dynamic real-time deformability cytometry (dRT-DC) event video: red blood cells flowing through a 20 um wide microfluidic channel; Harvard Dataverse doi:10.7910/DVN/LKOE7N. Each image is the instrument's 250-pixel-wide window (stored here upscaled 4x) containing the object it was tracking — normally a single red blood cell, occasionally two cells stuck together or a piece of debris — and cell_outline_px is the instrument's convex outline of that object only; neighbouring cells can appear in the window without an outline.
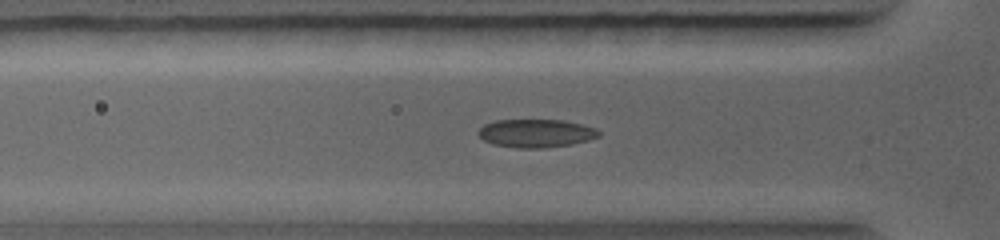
{"species": "common noctule bat (a hibernating species)", "species_latin": "Nyctalus noctula", "temperature_condition": "warm", "stored_images_in_passage": 22, "camera_frame_rate_fps": 5000, "um_per_image_px": 0.085, "animal": {"sex": "female", "body_mass_g": 19.0, "forearm_length_mm": 56.7}, "frame": {"image": 1, "passage_image": 2, "time_ms": 0.4, "image_size_px": [1000, 240], "cell_outline_px": [[600, 136], [588, 140], [572, 144], [544, 148], [520, 148], [492, 144], [484, 140], [476, 132], [484, 124], [496, 120], [564, 120], [596, 128], [600, 132]], "centroid_in_image_um": [45.55, 11.33], "position_along_channel_um": 80.2, "area_um2": 19.83}}
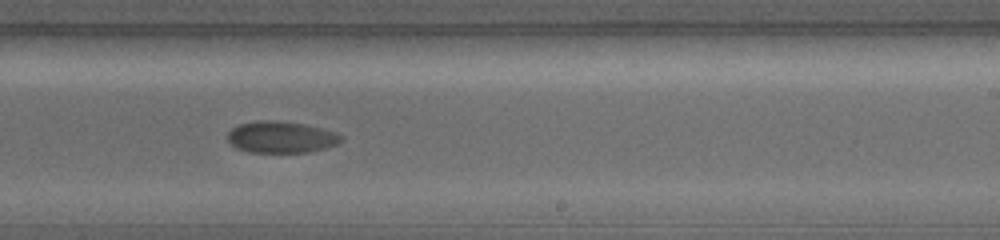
{"frame": {"image": 2, "passage_image": 13, "time_ms": 4.2, "image_size_px": [1000, 240], "cell_outline_px": [[340, 140], [336, 144], [324, 148], [308, 152], [248, 152], [236, 148], [228, 140], [228, 132], [232, 128], [240, 124], [260, 120], [272, 120], [304, 124], [336, 132], [340, 136]], "centroid_in_image_um": [23.85, 11.65], "position_along_channel_um": 265.2, "area_um2": 20.58}}
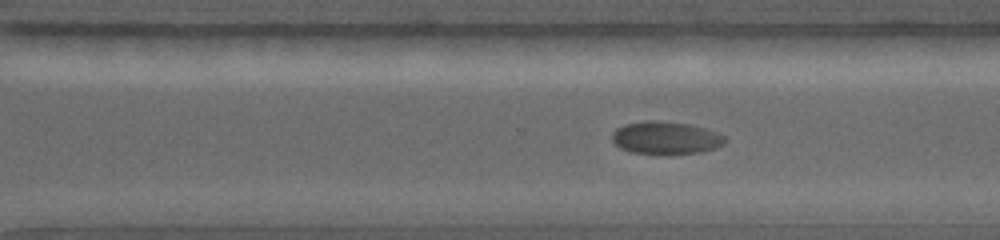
{"frame": {"image": 3, "passage_image": 19, "time_ms": 5.2, "image_size_px": [1000, 240], "cell_outline_px": [[724, 144], [716, 148], [700, 152], [632, 152], [620, 148], [612, 140], [612, 132], [616, 128], [624, 124], [688, 124], [704, 128], [716, 132], [724, 136]], "centroid_in_image_um": [56.61, 11.75], "position_along_channel_um": 314.0, "area_um2": 19.83}}